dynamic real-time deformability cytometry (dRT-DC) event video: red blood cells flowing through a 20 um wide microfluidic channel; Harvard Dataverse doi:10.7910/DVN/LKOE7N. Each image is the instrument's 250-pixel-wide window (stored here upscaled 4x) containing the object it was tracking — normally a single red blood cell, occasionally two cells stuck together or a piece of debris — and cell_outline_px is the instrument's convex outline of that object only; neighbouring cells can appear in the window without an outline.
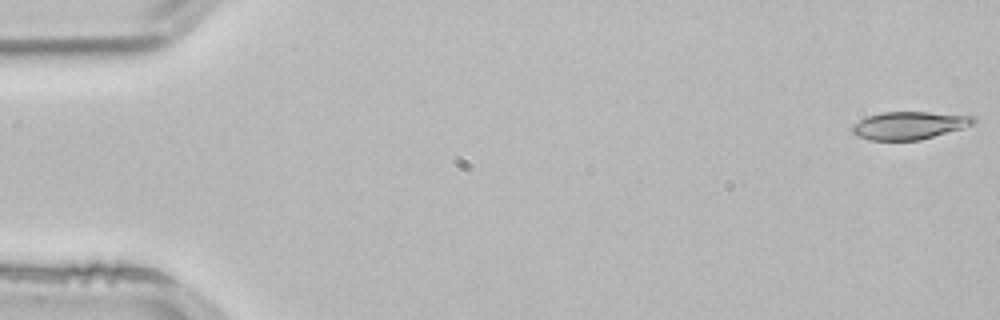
{"species": "common noctule bat (a hibernating species)", "species_latin": "Nyctalus noctula", "temperature_condition": "room temperature", "stored_images_in_passage": 53, "camera_frame_rate_fps": 3000, "um_per_image_px": 0.085, "animal": {"sex": "male", "body_mass_g": 21.5, "forearm_length_mm": 52.0}, "frame": {"image": 1, "passage_image": 1, "time_ms": 0.0, "image_size_px": [1000, 320], "cell_outline_px": [[976, 124], [920, 140], [868, 140], [856, 136], [852, 132], [852, 124], [868, 116], [880, 112], [928, 112], [972, 116], [976, 120]], "centroid_in_image_um": [77.26, 10.66], "position_along_channel_um": 7.7, "area_um2": 19.59}}
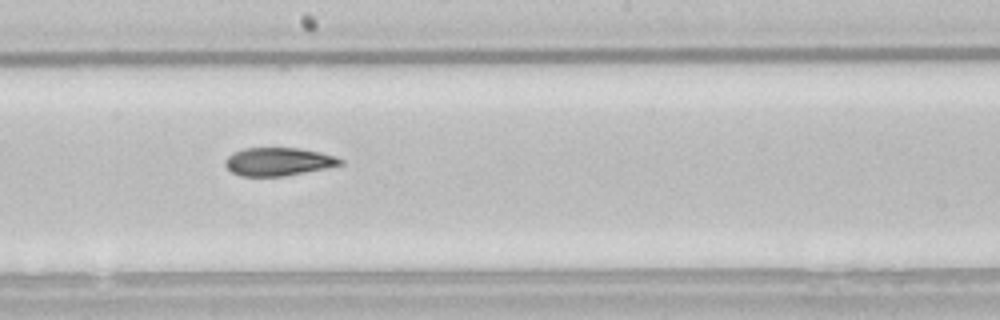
{"frame": {"image": 2, "passage_image": 29, "time_ms": 9.333, "image_size_px": [1000, 320], "cell_outline_px": [[344, 164], [284, 176], [240, 176], [232, 172], [224, 164], [224, 160], [232, 152], [244, 148], [300, 148], [320, 152], [344, 160]], "centroid_in_image_um": [23.62, 13.73], "position_along_channel_um": 224.6, "area_um2": 18.79}}
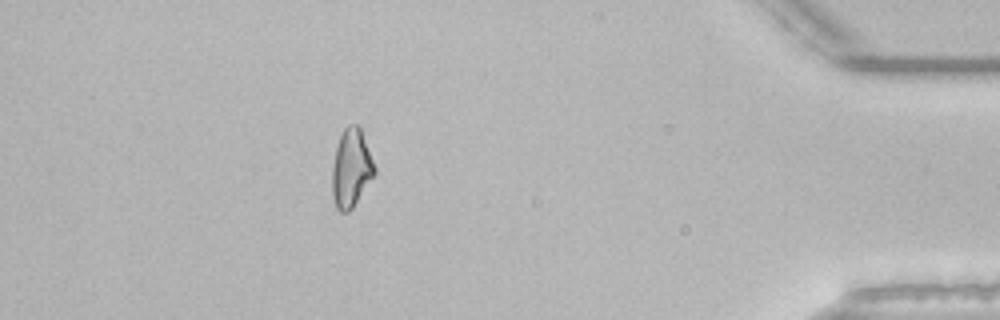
{"frame": {"image": 3, "passage_image": 47, "time_ms": 15.333, "image_size_px": [1000, 320], "cell_outline_px": [[376, 172], [352, 208], [348, 212], [340, 212], [336, 208], [332, 196], [332, 164], [336, 148], [340, 136], [344, 128], [348, 124], [356, 124], [360, 128], [376, 168]], "centroid_in_image_um": [29.83, 14.31], "position_along_channel_um": 405.4, "area_um2": 19.19}, "authors_computed_cell_mechanics": {"area_um2": 19.652, "velocity_mm_per_s": 3.8503, "shape_relaxation_time_tau1_ms": 7.111, "shape_relaxation_time_tau2_ms": 10.0835, "deformation_change_tau1": 0.1778, "deformation_change_tau2": 0.1931}}